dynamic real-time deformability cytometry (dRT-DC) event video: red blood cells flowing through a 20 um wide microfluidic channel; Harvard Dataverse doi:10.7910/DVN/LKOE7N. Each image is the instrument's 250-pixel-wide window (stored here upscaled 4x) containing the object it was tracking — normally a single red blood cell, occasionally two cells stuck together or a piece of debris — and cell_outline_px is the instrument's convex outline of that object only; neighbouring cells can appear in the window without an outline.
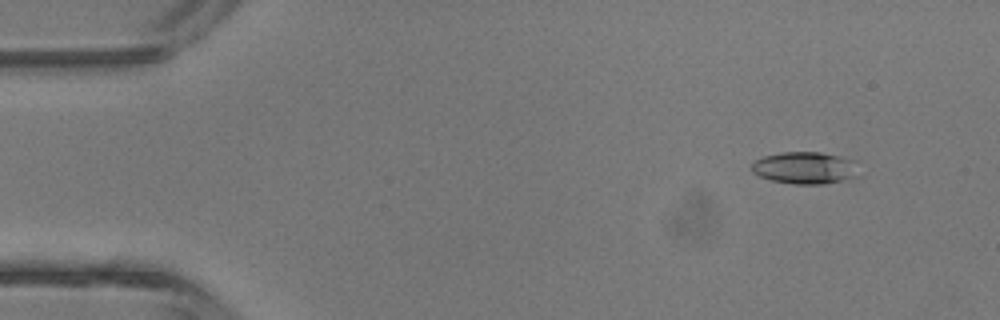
{"species": "common noctule bat (a hibernating species)", "species_latin": "Nyctalus noctula", "temperature_condition": "room temperature", "stored_images_in_passage": 2, "camera_frame_rate_fps": 3000, "um_per_image_px": 0.085, "animal": {"sex": "male", "body_mass_g": 13.3}, "frame": {"image": 1, "passage_image": 1, "time_ms": 0.0, "image_size_px": [1000, 320], "cell_outline_px": [[864, 176], [824, 184], [792, 184], [772, 180], [760, 176], [752, 172], [752, 164], [756, 160], [764, 156], [780, 152], [820, 152], [840, 156], [856, 160]], "centroid_in_image_um": [68.55, 14.27], "position_along_channel_um": 16.4, "area_um2": 20.58}}